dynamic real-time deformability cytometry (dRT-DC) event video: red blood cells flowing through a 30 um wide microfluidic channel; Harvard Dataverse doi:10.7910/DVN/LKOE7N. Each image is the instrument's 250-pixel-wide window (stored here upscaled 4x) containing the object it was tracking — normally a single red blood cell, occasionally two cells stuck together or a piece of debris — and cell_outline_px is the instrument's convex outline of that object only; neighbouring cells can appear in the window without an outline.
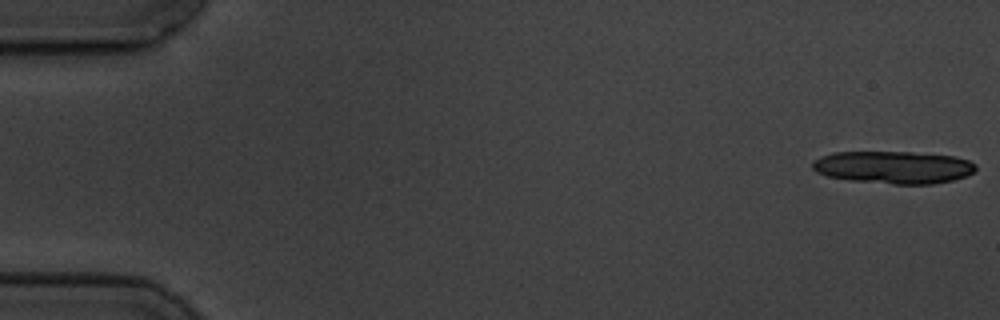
{"species": "common noctule bat (a hibernating species)", "species_latin": "Nyctalus noctula", "temperature_condition": "cold", "stored_images_in_passage": 5, "camera_frame_rate_fps": 3000, "um_per_image_px": 0.085, "animal": {"sex": "male", "body_mass_g": 19.5, "forearm_length_mm": 54.6}, "frame": {"image": 1, "passage_image": 1, "time_ms": 0.0, "image_size_px": [1000, 320], "cell_outline_px": [[976, 168], [968, 176], [952, 180], [932, 184], [892, 184], [848, 180], [828, 176], [816, 172], [812, 168], [812, 164], [820, 156], [832, 152], [912, 152], [956, 156], [968, 160], [976, 164]], "centroid_in_image_um": [75.95, 14.22], "position_along_channel_um": 9.0, "area_um2": 31.1}}